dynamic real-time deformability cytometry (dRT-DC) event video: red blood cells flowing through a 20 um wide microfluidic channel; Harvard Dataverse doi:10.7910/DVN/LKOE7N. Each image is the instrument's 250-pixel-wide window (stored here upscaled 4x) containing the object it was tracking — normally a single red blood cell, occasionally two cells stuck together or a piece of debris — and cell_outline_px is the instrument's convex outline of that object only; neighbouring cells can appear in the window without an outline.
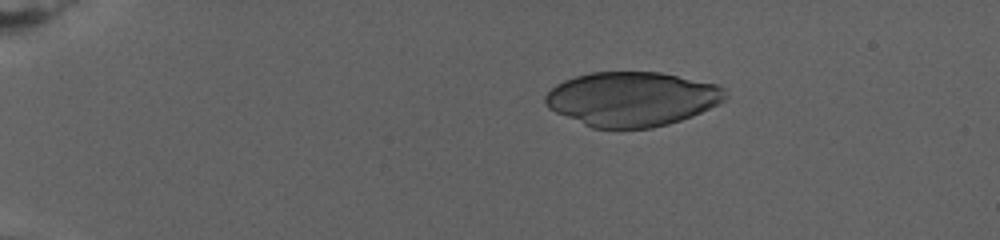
{"species": "human", "species_latin": "Homo sapiens", "temperature_condition": "warm", "stored_images_in_passage": 92, "camera_frame_rate_fps": 3000, "um_per_image_px": 0.085, "donor": {"sex": "female"}, "frame": {"image": 1, "passage_image": 13, "time_ms": 4.667, "image_size_px": [1000, 240], "cell_outline_px": [[728, 96], [720, 104], [692, 116], [668, 124], [652, 128], [592, 128], [556, 112], [548, 108], [544, 100], [544, 96], [556, 84], [564, 80], [576, 76], [592, 72], [660, 72], [716, 84], [724, 88]], "centroid_in_image_um": [53.73, 8.41], "position_along_channel_um": 31.3, "area_um2": 57.05}}